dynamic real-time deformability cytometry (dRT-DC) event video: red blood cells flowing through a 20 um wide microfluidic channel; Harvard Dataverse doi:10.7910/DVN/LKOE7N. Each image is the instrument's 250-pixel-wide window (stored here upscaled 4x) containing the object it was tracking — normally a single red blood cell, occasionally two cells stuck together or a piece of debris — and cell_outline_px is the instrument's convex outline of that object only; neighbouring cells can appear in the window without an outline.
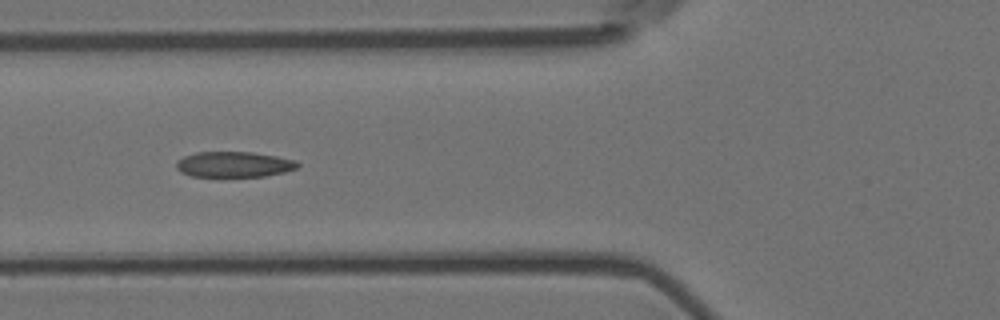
{"species": "Egyptian fruit bat (a non-hibernating species)", "species_latin": "Rousettus aegyptiacus", "temperature_condition": "room temperature", "stored_images_in_passage": 9, "camera_frame_rate_fps": 3000, "um_per_image_px": 0.085, "animal": {"sex": "female"}, "frame": {"image": 1, "passage_image": 4, "time_ms": 1.0, "image_size_px": [1000, 320], "cell_outline_px": [[300, 164], [296, 168], [284, 172], [264, 176], [192, 176], [180, 172], [176, 168], [176, 160], [184, 156], [196, 152], [252, 152], [276, 156], [296, 160]], "centroid_in_image_um": [19.86, 13.96], "position_along_channel_um": 105.9, "area_um2": 18.03}}
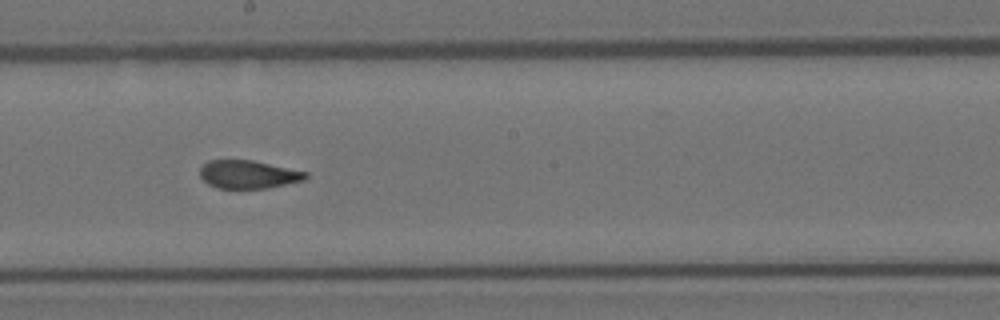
{"frame": {"image": 2, "passage_image": 7, "time_ms": 2.0, "image_size_px": [1000, 320], "cell_outline_px": [[308, 176], [304, 180], [268, 188], [216, 188], [208, 184], [200, 176], [200, 168], [208, 160], [252, 160], [308, 172]], "centroid_in_image_um": [21.1, 14.82], "position_along_channel_um": 227.1, "area_um2": 17.28}}
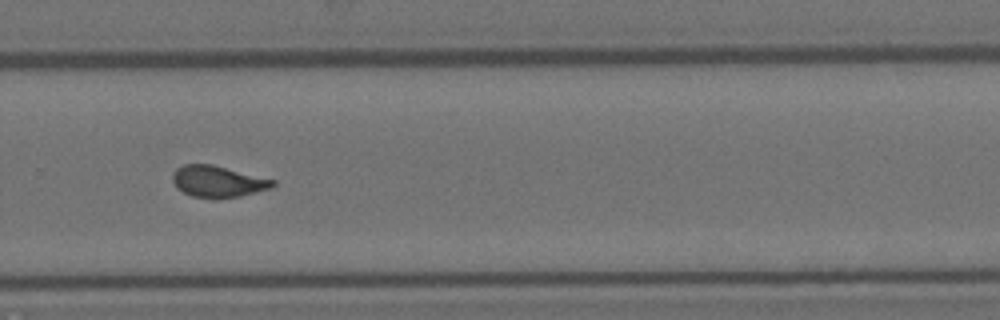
{"frame": {"image": 3, "passage_image": 9, "time_ms": 2.667, "image_size_px": [1000, 320], "cell_outline_px": [[276, 184], [272, 188], [240, 196], [216, 200], [192, 196], [176, 188], [172, 180], [172, 176], [176, 168], [184, 164], [212, 164], [276, 180]], "centroid_in_image_um": [18.52, 15.44], "position_along_channel_um": 311.3, "area_um2": 18.67}}